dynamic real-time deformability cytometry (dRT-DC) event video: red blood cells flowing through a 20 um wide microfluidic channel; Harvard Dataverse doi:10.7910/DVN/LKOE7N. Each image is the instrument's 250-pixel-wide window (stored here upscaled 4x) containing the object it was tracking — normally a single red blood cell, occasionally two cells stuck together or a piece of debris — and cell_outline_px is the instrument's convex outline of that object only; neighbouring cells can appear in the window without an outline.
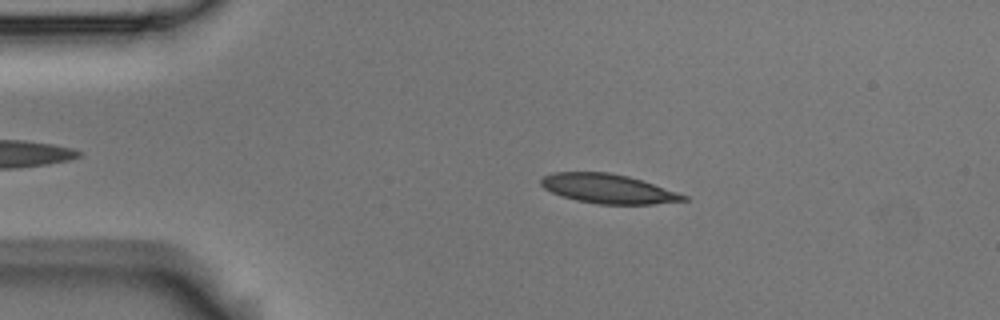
{"species": "Egyptian fruit bat (a non-hibernating species)", "species_latin": "Rousettus aegyptiacus", "temperature_condition": "room temperature", "stored_images_in_passage": 3, "camera_frame_rate_fps": 3000, "um_per_image_px": 0.085, "animal": {"sex": "male"}, "frame": {"image": 1, "passage_image": 2, "time_ms": 0.333, "image_size_px": [1000, 320], "cell_outline_px": [[688, 200], [652, 204], [600, 204], [576, 200], [552, 192], [544, 188], [540, 184], [540, 180], [544, 176], [552, 172], [608, 172], [628, 176], [688, 196]], "centroid_in_image_um": [51.66, 16.04], "position_along_channel_um": 33.3, "area_um2": 23.99}}